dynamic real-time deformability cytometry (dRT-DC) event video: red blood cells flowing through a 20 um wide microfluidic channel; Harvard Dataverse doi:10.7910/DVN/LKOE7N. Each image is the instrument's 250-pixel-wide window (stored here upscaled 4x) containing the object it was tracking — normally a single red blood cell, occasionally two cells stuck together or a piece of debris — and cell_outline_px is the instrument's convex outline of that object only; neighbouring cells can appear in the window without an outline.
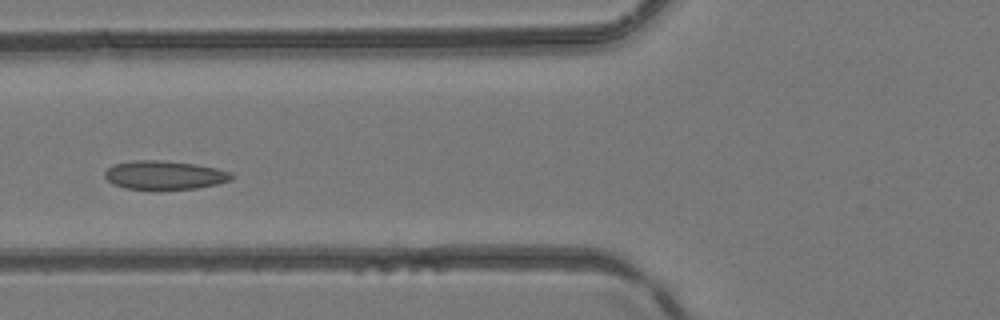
{"species": "common noctule bat (a hibernating species)", "species_latin": "Nyctalus noctula", "temperature_condition": "room temperature", "stored_images_in_passage": 4, "camera_frame_rate_fps": 3000, "um_per_image_px": 0.085, "animal": {"sex": "female", "body_mass_g": 24.6, "forearm_length_mm": 56.2}, "frame": {"image": 1, "passage_image": 4, "time_ms": 1.0, "image_size_px": [1000, 320], "cell_outline_px": [[236, 176], [232, 180], [216, 184], [196, 188], [124, 188], [112, 184], [104, 176], [104, 172], [112, 164], [132, 160], [160, 160], [196, 164], [216, 168], [232, 172]], "centroid_in_image_um": [13.99, 14.86], "position_along_channel_um": 111.8, "area_um2": 21.1}}